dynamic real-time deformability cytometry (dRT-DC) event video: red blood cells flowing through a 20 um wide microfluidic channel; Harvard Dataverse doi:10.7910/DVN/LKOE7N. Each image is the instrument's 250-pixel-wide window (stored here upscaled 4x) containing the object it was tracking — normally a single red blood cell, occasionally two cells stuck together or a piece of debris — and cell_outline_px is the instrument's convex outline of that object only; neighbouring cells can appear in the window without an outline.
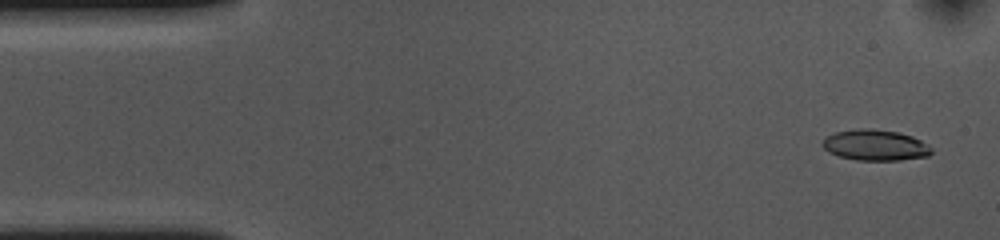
{"species": "common noctule bat (a hibernating species)", "species_latin": "Nyctalus noctula", "temperature_condition": "cold", "stored_images_in_passage": 54, "camera_frame_rate_fps": 3000, "um_per_image_px": 0.085, "animal": {"sex": "female", "body_mass_g": 10.0, "forearm_length_mm": 53.1}, "frame": {"image": 1, "passage_image": 3, "time_ms": 0.667, "image_size_px": [1000, 240], "cell_outline_px": [[932, 152], [928, 156], [900, 160], [856, 160], [840, 156], [828, 152], [820, 144], [828, 136], [836, 132], [856, 128], [872, 128], [896, 132], [912, 136], [928, 144], [932, 148]], "centroid_in_image_um": [74.4, 12.33], "position_along_channel_um": 10.6, "area_um2": 19.59}}
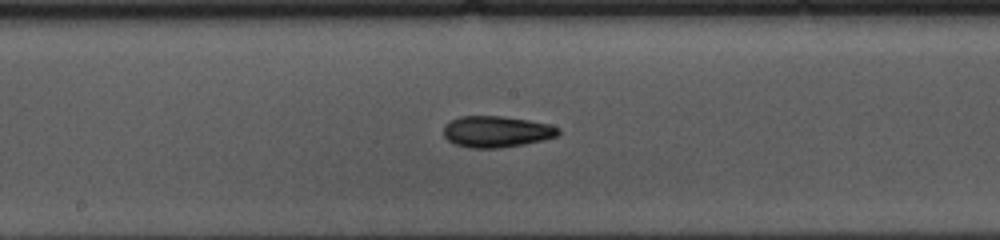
{"frame": {"image": 2, "passage_image": 27, "time_ms": 8.667, "image_size_px": [1000, 240], "cell_outline_px": [[560, 132], [556, 136], [544, 140], [524, 144], [500, 148], [472, 148], [456, 144], [448, 140], [444, 136], [444, 128], [452, 120], [460, 116], [500, 116], [528, 120], [548, 124], [560, 128]], "centroid_in_image_um": [42.22, 11.19], "position_along_channel_um": 206.0, "area_um2": 20.75}}
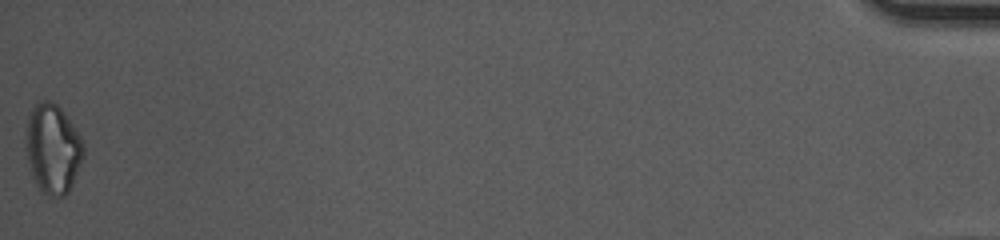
{"frame": {"image": 3, "passage_image": 54, "time_ms": 17.667, "image_size_px": [1000, 240], "cell_outline_px": [[84, 156], [72, 184], [68, 192], [64, 196], [48, 196], [40, 188], [32, 176], [24, 144], [24, 128], [32, 104], [36, 100], [52, 100], [64, 112], [84, 140]], "centroid_in_image_um": [4.46, 12.57], "position_along_channel_um": 430.7, "area_um2": 30.69}, "authors_computed_cell_mechanics": {"area_um2": 20.4323, "velocity_mm_per_s": 3.6619, "shape_relaxation_time_tau1_ms": 10.1663, "shape_relaxation_time_tau2_ms": 9.9858, "deformation_change_tau1": 0.1874, "deformation_change_tau2": 0.1956}}